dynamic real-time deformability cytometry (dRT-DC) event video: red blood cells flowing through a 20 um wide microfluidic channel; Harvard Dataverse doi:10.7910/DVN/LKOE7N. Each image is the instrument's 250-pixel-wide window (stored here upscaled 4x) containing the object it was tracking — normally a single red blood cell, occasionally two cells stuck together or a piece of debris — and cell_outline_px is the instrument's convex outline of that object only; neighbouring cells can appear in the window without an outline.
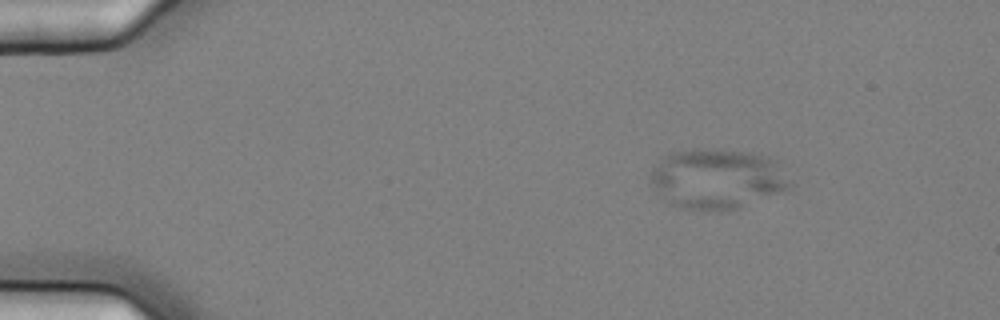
{"species": "common noctule bat (a hibernating species)", "species_latin": "Nyctalus noctula", "temperature_condition": "cold", "stored_images_in_passage": 5, "camera_frame_rate_fps": 3000, "um_per_image_px": 0.085, "animal": {"sex": "female", "body_mass_g": 25.1}, "frame": {"image": 1, "passage_image": 1, "time_ms": 0.0, "image_size_px": [1000, 320], "cell_outline_px": [[796, 184], [792, 192], [736, 208], [720, 212], [704, 212], [680, 208], [668, 204], [652, 188], [648, 180], [660, 156], [672, 152], [692, 148], [704, 148], [748, 152], [768, 156], [776, 160], [780, 164]], "centroid_in_image_um": [61.03, 15.23], "position_along_channel_um": 24.0, "area_um2": 51.1}}
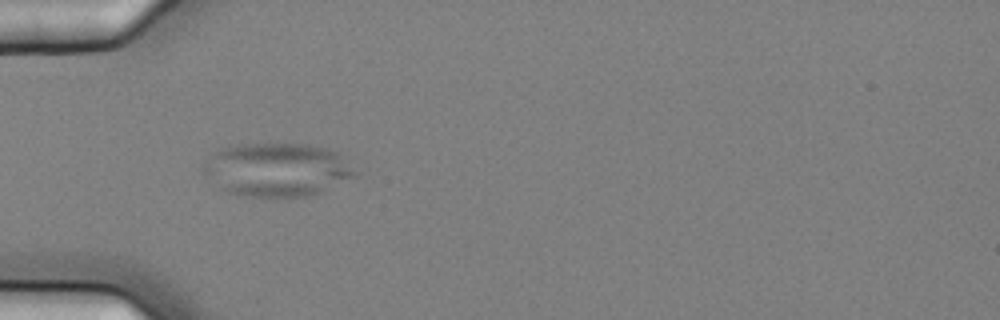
{"frame": {"image": 2, "passage_image": 4, "time_ms": 1.0, "image_size_px": [1000, 320], "cell_outline_px": [[360, 172], [356, 176], [320, 192], [308, 196], [252, 196], [228, 192], [220, 188], [204, 172], [204, 160], [220, 148], [236, 144], [308, 144], [324, 148], [336, 152], [344, 156]], "centroid_in_image_um": [23.59, 14.4], "position_along_channel_um": 61.4, "area_um2": 47.11}}
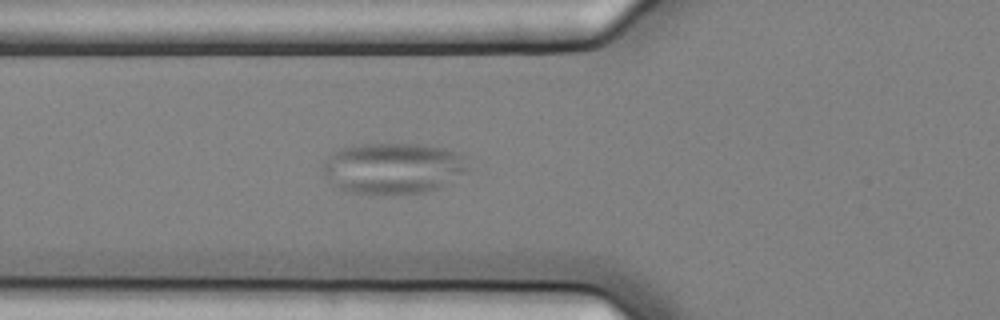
{"frame": {"image": 3, "passage_image": 5, "time_ms": 1.333, "image_size_px": [1000, 320], "cell_outline_px": [[468, 172], [440, 188], [424, 192], [348, 192], [332, 184], [328, 180], [320, 168], [324, 160], [332, 152], [340, 148], [360, 144], [420, 144], [448, 148], [460, 152], [464, 156], [468, 168]], "centroid_in_image_um": [33.43, 14.26], "position_along_channel_um": 92.4, "area_um2": 43.23}}